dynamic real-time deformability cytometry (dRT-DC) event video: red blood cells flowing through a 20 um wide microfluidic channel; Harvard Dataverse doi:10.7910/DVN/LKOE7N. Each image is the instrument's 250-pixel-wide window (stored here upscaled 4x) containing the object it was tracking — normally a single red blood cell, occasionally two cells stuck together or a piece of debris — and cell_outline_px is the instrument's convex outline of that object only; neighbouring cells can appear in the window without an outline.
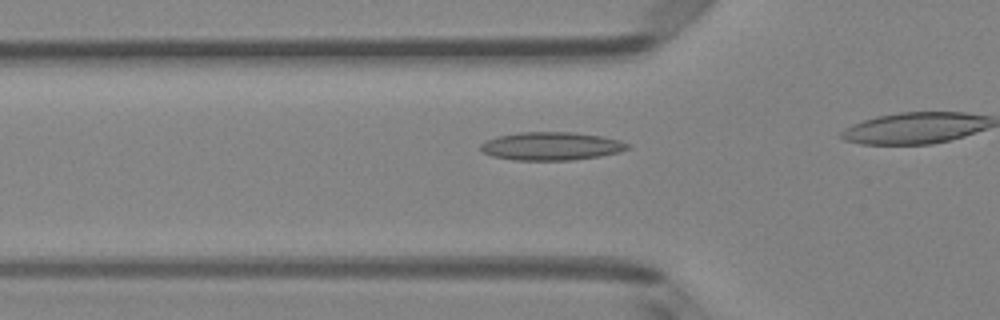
{"species": "Egyptian fruit bat (a non-hibernating species)", "species_latin": "Rousettus aegyptiacus", "temperature_condition": "room temperature", "stored_images_in_passage": 33, "camera_frame_rate_fps": 3000, "um_per_image_px": 0.085, "animal": {"sex": "female"}, "frame": {"image": 1, "passage_image": 10, "time_ms": 3.0, "image_size_px": [1000, 320], "cell_outline_px": [[628, 148], [620, 152], [600, 156], [572, 160], [512, 160], [492, 156], [484, 152], [480, 148], [480, 144], [496, 136], [516, 132], [572, 132], [600, 136], [620, 140], [628, 144]], "centroid_in_image_um": [46.83, 12.42], "position_along_channel_um": 79.0, "area_um2": 24.1}}
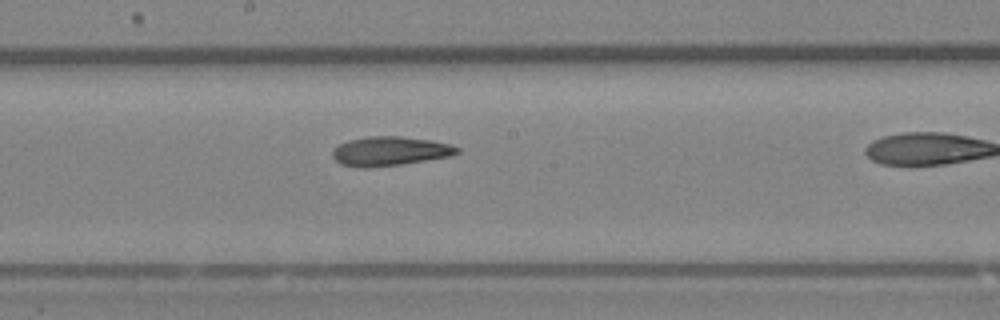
{"frame": {"image": 2, "passage_image": 20, "time_ms": 6.333, "image_size_px": [1000, 320], "cell_outline_px": [[460, 152], [452, 156], [400, 164], [368, 168], [356, 168], [340, 164], [332, 156], [332, 148], [348, 140], [368, 136], [400, 136], [432, 140], [448, 144], [460, 148]], "centroid_in_image_um": [33.11, 12.85], "position_along_channel_um": 215.1, "area_um2": 21.39}}
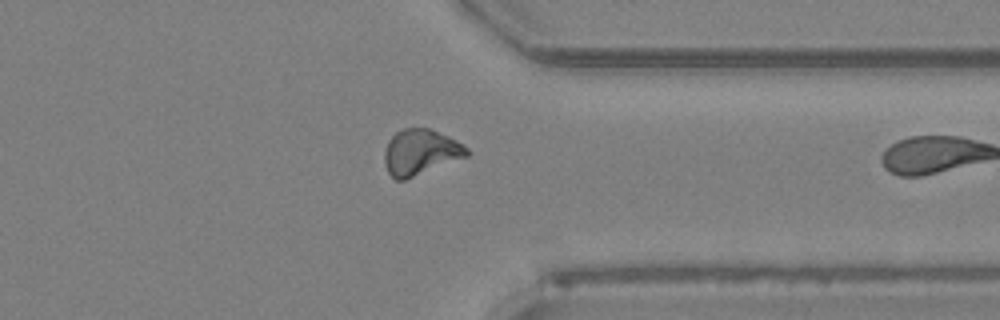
{"frame": {"image": 3, "passage_image": 32, "time_ms": 10.333, "image_size_px": [1000, 320], "cell_outline_px": [[472, 152], [468, 156], [404, 180], [396, 180], [388, 172], [384, 164], [384, 152], [388, 140], [396, 132], [404, 128], [428, 128], [448, 136], [464, 144]], "centroid_in_image_um": [35.75, 12.93], "position_along_channel_um": 375.7, "area_um2": 21.96}}